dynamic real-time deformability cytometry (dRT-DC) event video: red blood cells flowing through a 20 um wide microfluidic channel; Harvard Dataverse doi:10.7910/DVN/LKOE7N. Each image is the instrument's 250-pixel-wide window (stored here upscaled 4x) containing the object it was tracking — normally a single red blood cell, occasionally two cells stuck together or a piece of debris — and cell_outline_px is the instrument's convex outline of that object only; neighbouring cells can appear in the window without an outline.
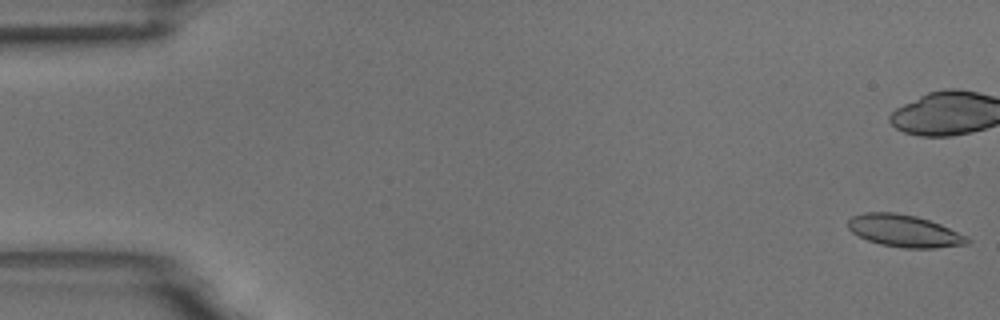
{"species": "common noctule bat (a hibernating species)", "species_latin": "Nyctalus noctula", "temperature_condition": "room temperature", "stored_images_in_passage": 16, "camera_frame_rate_fps": 3000, "um_per_image_px": 0.085, "animal": {"sex": "male", "body_mass_g": 18.8}, "frame": {"image": 1, "passage_image": 1, "time_ms": 0.0, "image_size_px": [1000, 320], "cell_outline_px": [[972, 240], [968, 244], [936, 248], [904, 248], [880, 244], [868, 240], [852, 232], [848, 228], [848, 220], [852, 216], [864, 212], [896, 212], [916, 216], [940, 224], [968, 236]], "centroid_in_image_um": [76.89, 19.62], "position_along_channel_um": 8.1, "area_um2": 22.43}}